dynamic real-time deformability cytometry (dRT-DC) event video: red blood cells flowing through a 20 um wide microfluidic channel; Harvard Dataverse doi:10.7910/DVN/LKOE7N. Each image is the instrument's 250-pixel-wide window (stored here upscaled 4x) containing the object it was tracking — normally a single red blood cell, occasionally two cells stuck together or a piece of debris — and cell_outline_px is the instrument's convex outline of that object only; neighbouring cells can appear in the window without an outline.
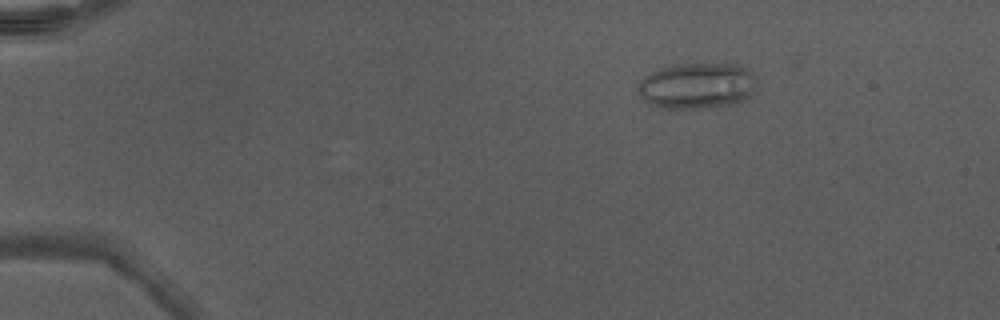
{"species": "Egyptian fruit bat (a non-hibernating species)", "species_latin": "Rousettus aegyptiacus", "temperature_condition": "warm", "stored_images_in_passage": 49, "camera_frame_rate_fps": 3000, "um_per_image_px": 0.085, "animal": {"sex": "male"}, "frame": {"image": 1, "passage_image": 9, "time_ms": 2.667, "image_size_px": [1000, 320], "cell_outline_px": [[756, 84], [752, 96], [748, 100], [736, 104], [712, 108], [660, 108], [648, 104], [640, 96], [636, 88], [636, 84], [644, 76], [660, 68], [676, 64], [736, 64], [748, 68], [756, 76]], "centroid_in_image_um": [59.27, 7.31], "position_along_channel_um": 25.7, "area_um2": 32.66}}
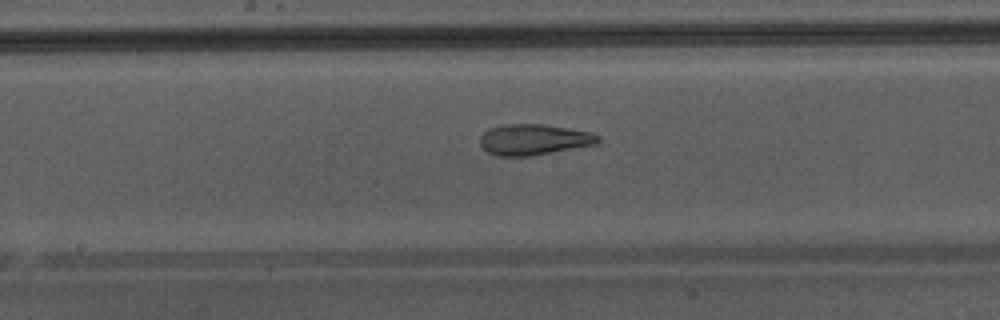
{"frame": {"image": 2, "passage_image": 28, "time_ms": 9.0, "image_size_px": [1000, 320], "cell_outline_px": [[600, 140], [596, 144], [532, 156], [496, 156], [488, 152], [480, 144], [480, 136], [488, 128], [504, 124], [544, 124], [592, 132], [600, 136]], "centroid_in_image_um": [45.37, 11.86], "position_along_channel_um": 202.8, "area_um2": 21.33}}
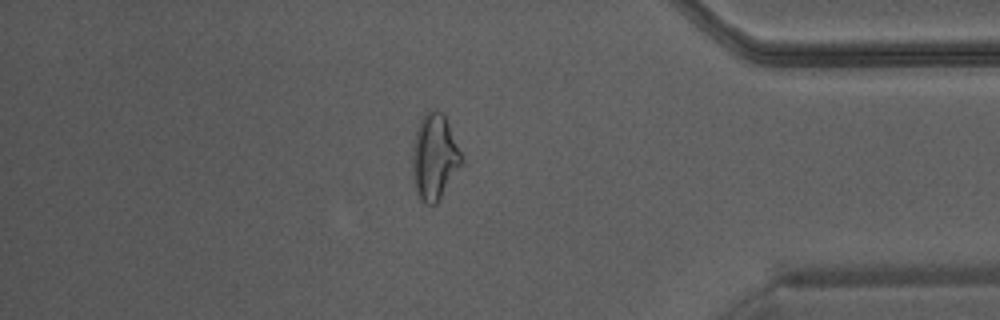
{"frame": {"image": 3, "passage_image": 43, "time_ms": 14.0, "image_size_px": [1000, 320], "cell_outline_px": [[464, 160], [440, 200], [436, 204], [428, 204], [420, 200], [416, 192], [412, 180], [412, 148], [416, 128], [420, 120], [432, 108], [436, 108], [444, 116], [448, 124]], "centroid_in_image_um": [36.9, 13.38], "position_along_channel_um": 398.3, "area_um2": 24.62}, "authors_computed_cell_mechanics": {"area_um2": 25.143, "velocity_mm_per_s": 4.3817, "shape_relaxation_time_tau1_ms": null, "shape_relaxation_time_tau2_ms": 1.8278, "deformation_change_tau1": null, "deformation_change_tau2": 0.1106}}